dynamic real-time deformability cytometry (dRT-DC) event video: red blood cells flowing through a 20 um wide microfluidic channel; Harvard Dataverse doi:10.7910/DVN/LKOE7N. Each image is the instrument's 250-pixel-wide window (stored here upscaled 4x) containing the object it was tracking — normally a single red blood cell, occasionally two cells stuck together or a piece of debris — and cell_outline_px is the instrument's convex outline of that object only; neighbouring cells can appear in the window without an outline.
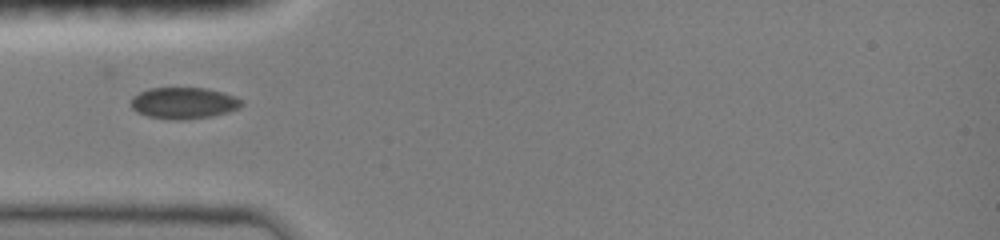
{"species": "common noctule bat (a hibernating species)", "species_latin": "Nyctalus noctula", "temperature_condition": "room temperature", "stored_images_in_passage": 26, "camera_frame_rate_fps": 3000, "um_per_image_px": 0.085, "animal": {"sex": "female", "body_mass_g": 19.0, "forearm_length_mm": 51.5}, "frame": {"image": 1, "passage_image": 1, "time_ms": 0.0, "image_size_px": [1000, 240], "cell_outline_px": [[244, 104], [240, 108], [228, 112], [212, 116], [180, 120], [172, 120], [148, 116], [136, 112], [132, 108], [132, 96], [148, 88], [204, 88], [224, 92], [236, 96], [244, 100]], "centroid_in_image_um": [15.66, 8.76], "position_along_channel_um": 69.3, "area_um2": 20.46}}
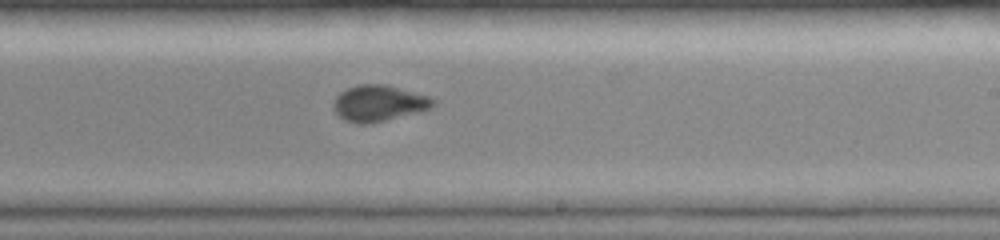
{"frame": {"image": 2, "passage_image": 15, "time_ms": 4.667, "image_size_px": [1000, 240], "cell_outline_px": [[436, 104], [432, 108], [420, 112], [384, 120], [364, 124], [360, 124], [344, 120], [332, 108], [332, 104], [336, 96], [340, 92], [348, 88], [360, 84], [388, 84], [428, 96], [436, 100]], "centroid_in_image_um": [32.21, 8.76], "position_along_channel_um": 256.8, "area_um2": 21.04}}
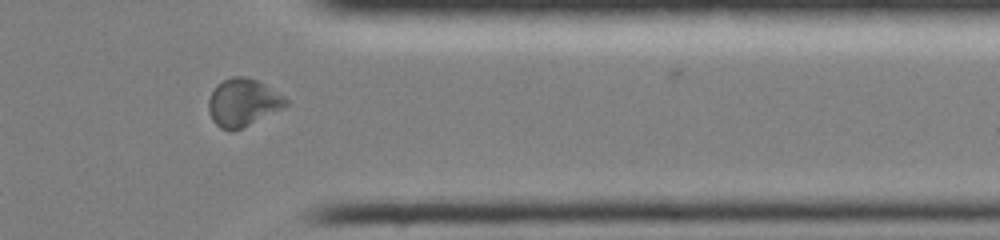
{"frame": {"image": 3, "passage_image": 25, "time_ms": 8.0, "image_size_px": [1000, 240], "cell_outline_px": [[288, 104], [232, 132], [220, 128], [212, 120], [208, 112], [208, 100], [216, 84], [232, 76], [248, 76], [264, 84], [284, 96], [288, 100]], "centroid_in_image_um": [20.59, 8.69], "position_along_channel_um": 390.8, "area_um2": 21.1}}